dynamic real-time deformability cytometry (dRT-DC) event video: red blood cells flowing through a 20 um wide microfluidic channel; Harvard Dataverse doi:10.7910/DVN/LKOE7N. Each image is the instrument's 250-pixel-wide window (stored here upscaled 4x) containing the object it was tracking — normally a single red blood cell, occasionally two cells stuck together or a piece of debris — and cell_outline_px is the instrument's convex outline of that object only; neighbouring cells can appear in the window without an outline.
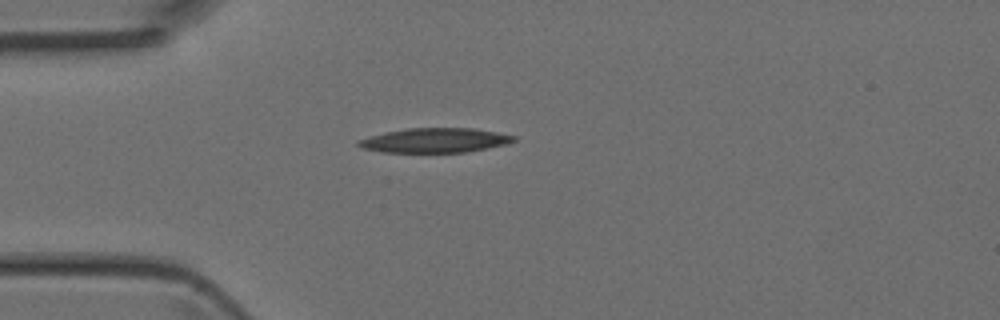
{"species": "Egyptian fruit bat (a non-hibernating species)", "species_latin": "Rousettus aegyptiacus", "temperature_condition": "room temperature", "stored_images_in_passage": 5, "camera_frame_rate_fps": 3000, "um_per_image_px": 0.085, "animal": {"sex": "female"}, "frame": {"image": 1, "passage_image": 5, "time_ms": 1.333, "image_size_px": [1000, 320], "cell_outline_px": [[516, 140], [508, 144], [464, 152], [380, 152], [360, 148], [356, 144], [356, 140], [384, 132], [408, 128], [472, 128], [496, 132], [516, 136]], "centroid_in_image_um": [36.92, 11.93], "position_along_channel_um": 48.1, "area_um2": 22.25}}